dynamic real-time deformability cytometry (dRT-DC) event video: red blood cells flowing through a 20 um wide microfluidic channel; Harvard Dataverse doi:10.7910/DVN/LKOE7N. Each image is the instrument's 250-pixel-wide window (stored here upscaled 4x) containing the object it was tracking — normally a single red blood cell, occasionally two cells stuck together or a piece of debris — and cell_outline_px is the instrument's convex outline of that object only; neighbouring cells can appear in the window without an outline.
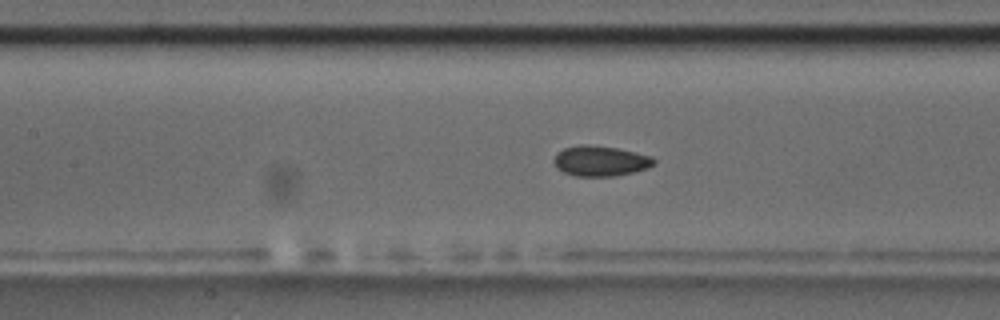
{"species": "common noctule bat (a hibernating species)", "species_latin": "Nyctalus noctula", "temperature_condition": "room temperature", "stored_images_in_passage": 42, "camera_frame_rate_fps": 3000, "um_per_image_px": 0.085, "animal": {"sex": "male", "body_mass_g": 17.5, "forearm_length_mm": 52.3}, "frame": {"image": 1, "passage_image": 11, "time_ms": 3.333, "image_size_px": [1000, 320], "cell_outline_px": [[656, 164], [648, 168], [616, 176], [576, 176], [564, 172], [556, 168], [552, 160], [556, 152], [564, 148], [580, 144], [588, 144], [616, 148], [636, 152], [652, 156], [656, 160]], "centroid_in_image_um": [51.02, 13.67], "position_along_channel_um": 156.4, "area_um2": 17.92}}
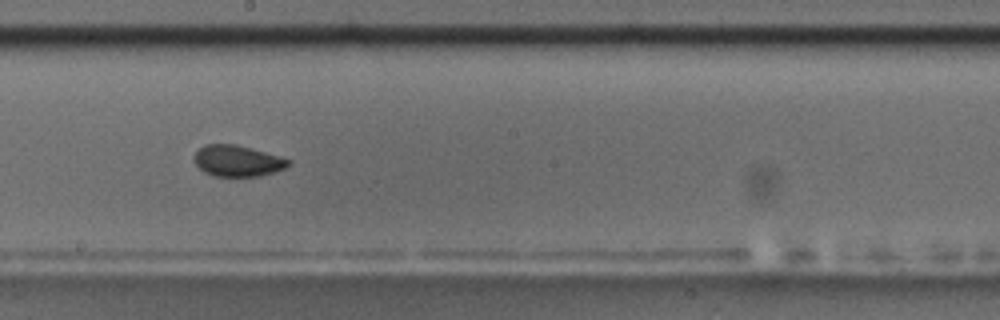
{"frame": {"image": 2, "passage_image": 17, "time_ms": 5.333, "image_size_px": [1000, 320], "cell_outline_px": [[292, 160], [284, 168], [276, 172], [260, 176], [216, 176], [204, 172], [192, 160], [192, 156], [204, 144], [236, 144]], "centroid_in_image_um": [20.15, 13.67], "position_along_channel_um": 228.1, "area_um2": 17.05}}
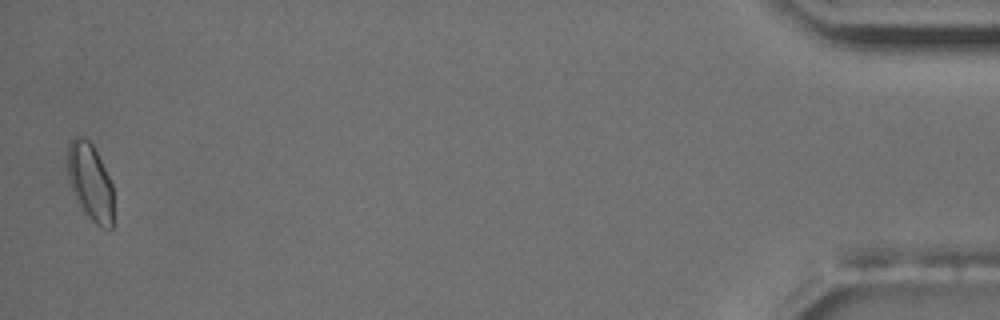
{"frame": {"image": 3, "passage_image": 41, "time_ms": 13.333, "image_size_px": [1000, 320], "cell_outline_px": [[112, 228], [100, 228], [92, 220], [76, 200], [72, 192], [68, 180], [68, 144], [76, 132], [84, 136], [92, 144], [112, 184]], "centroid_in_image_um": [7.64, 15.41], "position_along_channel_um": 427.6, "area_um2": 20.52}, "authors_computed_cell_mechanics": {"area_um2": 17.5423, "velocity_mm_per_s": 3.6043, "shape_relaxation_time_tau1_ms": 3.5191, "shape_relaxation_time_tau2_ms": 1.3593, "deformation_change_tau1": 0.0613, "deformation_change_tau2": 0.0622}}